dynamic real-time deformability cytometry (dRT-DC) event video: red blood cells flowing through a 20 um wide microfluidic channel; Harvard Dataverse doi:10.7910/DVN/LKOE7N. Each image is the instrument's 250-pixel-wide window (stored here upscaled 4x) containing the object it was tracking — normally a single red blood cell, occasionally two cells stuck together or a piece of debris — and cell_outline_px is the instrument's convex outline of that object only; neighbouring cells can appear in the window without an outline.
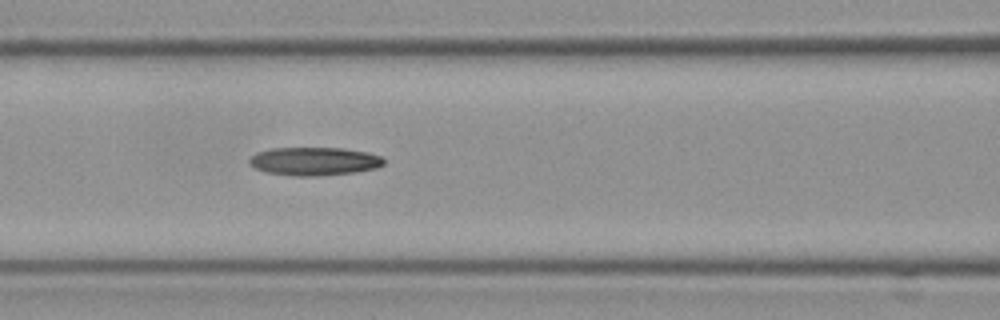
{"species": "Egyptian fruit bat (a non-hibernating species)", "species_latin": "Rousettus aegyptiacus", "temperature_condition": "cold", "stored_images_in_passage": 4, "camera_frame_rate_fps": 3000, "um_per_image_px": 0.085, "frame": {"image": 1, "passage_image": 4, "time_ms": 1.0, "image_size_px": [1000, 320], "cell_outline_px": [[384, 164], [376, 168], [352, 172], [312, 176], [296, 176], [268, 172], [256, 168], [248, 164], [248, 160], [256, 152], [272, 148], [344, 148], [368, 152], [380, 156], [384, 160]], "centroid_in_image_um": [26.69, 13.69], "position_along_channel_um": 139.9, "area_um2": 21.96}}